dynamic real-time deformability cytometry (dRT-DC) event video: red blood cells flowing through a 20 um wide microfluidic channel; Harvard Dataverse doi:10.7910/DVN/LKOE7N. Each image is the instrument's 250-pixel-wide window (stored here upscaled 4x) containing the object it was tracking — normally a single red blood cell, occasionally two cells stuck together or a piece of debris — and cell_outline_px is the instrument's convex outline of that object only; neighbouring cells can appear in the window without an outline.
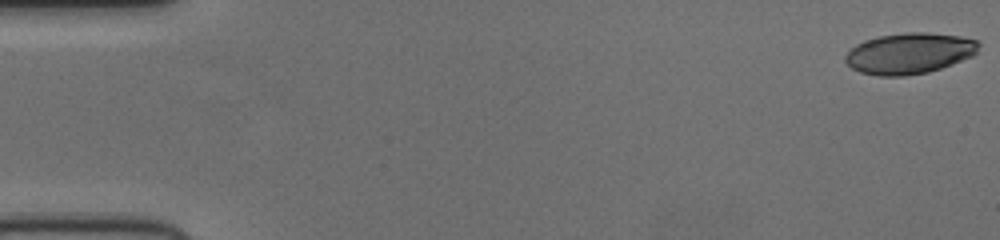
{"species": "human", "species_latin": "Homo sapiens", "temperature_condition": "cold", "stored_images_in_passage": 53, "camera_frame_rate_fps": 3000, "um_per_image_px": 0.085, "donor": {"sex": "female"}, "frame": {"image": 1, "passage_image": 1, "time_ms": 0.0, "image_size_px": [1000, 240], "cell_outline_px": [[980, 44], [976, 52], [972, 56], [952, 64], [928, 72], [904, 76], [880, 76], [860, 72], [852, 68], [844, 60], [844, 56], [856, 44], [864, 40], [876, 36], [904, 32], [928, 32], [960, 36], [976, 40]], "centroid_in_image_um": [77.27, 4.52], "position_along_channel_um": 7.7, "area_um2": 31.91}}
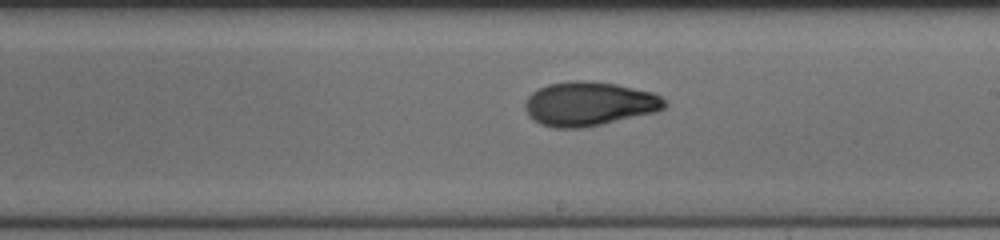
{"frame": {"image": 2, "passage_image": 31, "time_ms": 10.0, "image_size_px": [1000, 240], "cell_outline_px": [[668, 104], [664, 108], [656, 112], [584, 128], [556, 128], [540, 124], [532, 120], [528, 116], [524, 108], [524, 104], [528, 96], [532, 92], [548, 84], [568, 80], [592, 80], [616, 84], [652, 92], [660, 96]], "centroid_in_image_um": [50.05, 8.82], "position_along_channel_um": 239.0, "area_um2": 36.18}}
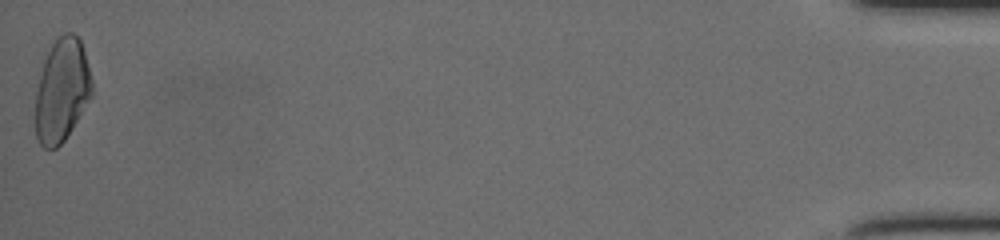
{"frame": {"image": 3, "passage_image": 53, "time_ms": 17.333, "image_size_px": [1000, 240], "cell_outline_px": [[92, 96], [72, 128], [64, 140], [56, 148], [44, 148], [40, 144], [36, 136], [36, 92], [44, 60], [52, 44], [64, 32], [72, 32], [80, 40], [84, 52], [92, 80]], "centroid_in_image_um": [5.26, 7.68], "position_along_channel_um": 429.9, "area_um2": 33.58}}